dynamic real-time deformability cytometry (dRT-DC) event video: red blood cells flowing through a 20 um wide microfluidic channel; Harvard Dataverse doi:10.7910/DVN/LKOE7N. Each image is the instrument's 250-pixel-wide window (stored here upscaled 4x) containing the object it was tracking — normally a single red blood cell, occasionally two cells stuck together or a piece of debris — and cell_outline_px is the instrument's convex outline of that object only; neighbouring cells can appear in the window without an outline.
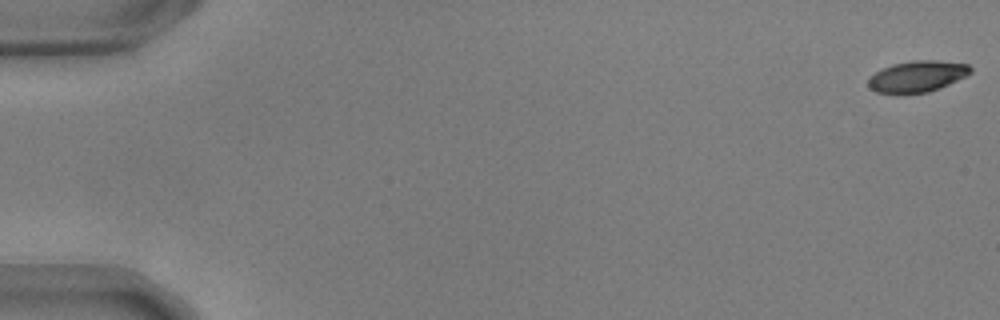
{"species": "common noctule bat (a hibernating species)", "species_latin": "Nyctalus noctula", "temperature_condition": "warm", "stored_images_in_passage": 15, "camera_frame_rate_fps": 3000, "um_per_image_px": 0.085, "animal": {"sex": "male", "body_mass_g": 17.9, "forearm_length_mm": 54.2}, "frame": {"image": 1, "passage_image": 1, "time_ms": 0.0, "image_size_px": [1000, 320], "cell_outline_px": [[972, 72], [940, 88], [928, 92], [900, 96], [896, 96], [876, 92], [868, 88], [868, 80], [876, 72], [892, 64], [912, 60], [932, 60], [968, 64], [972, 68]], "centroid_in_image_um": [77.91, 6.53], "position_along_channel_um": 7.1, "area_um2": 18.96}}